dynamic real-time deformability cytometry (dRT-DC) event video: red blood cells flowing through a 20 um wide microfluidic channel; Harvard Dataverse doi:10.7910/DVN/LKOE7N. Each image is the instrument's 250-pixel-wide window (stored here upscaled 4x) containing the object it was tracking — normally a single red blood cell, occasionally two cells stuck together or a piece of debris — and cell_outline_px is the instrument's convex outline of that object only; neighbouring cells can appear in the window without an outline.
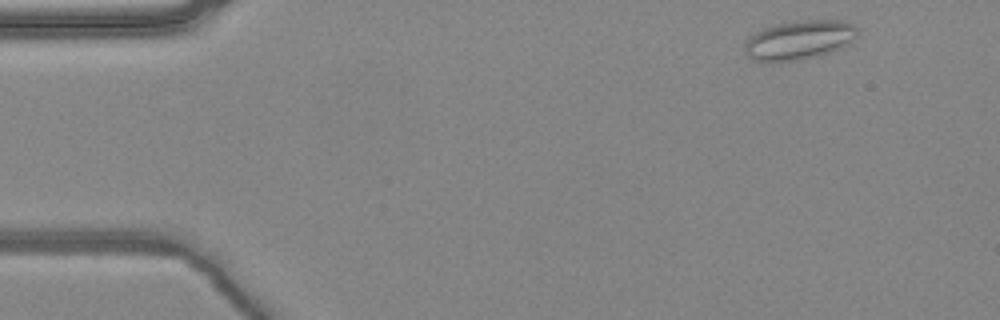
{"species": "common noctule bat (a hibernating species)", "species_latin": "Nyctalus noctula", "temperature_condition": "warm", "stored_images_in_passage": 3, "camera_frame_rate_fps": 3000, "um_per_image_px": 0.085, "animal": {"sex": "female", "body_mass_g": 24.6, "forearm_length_mm": 56.2}, "frame": {"image": 1, "passage_image": 1, "time_ms": 0.0, "image_size_px": [1000, 320], "cell_outline_px": [[856, 36], [848, 44], [840, 48], [828, 52], [800, 60], [752, 60], [744, 52], [744, 44], [756, 32], [764, 28], [780, 24], [804, 20], [840, 20], [852, 24], [856, 28]], "centroid_in_image_um": [67.93, 3.39], "position_along_channel_um": 17.1, "area_um2": 24.97}}